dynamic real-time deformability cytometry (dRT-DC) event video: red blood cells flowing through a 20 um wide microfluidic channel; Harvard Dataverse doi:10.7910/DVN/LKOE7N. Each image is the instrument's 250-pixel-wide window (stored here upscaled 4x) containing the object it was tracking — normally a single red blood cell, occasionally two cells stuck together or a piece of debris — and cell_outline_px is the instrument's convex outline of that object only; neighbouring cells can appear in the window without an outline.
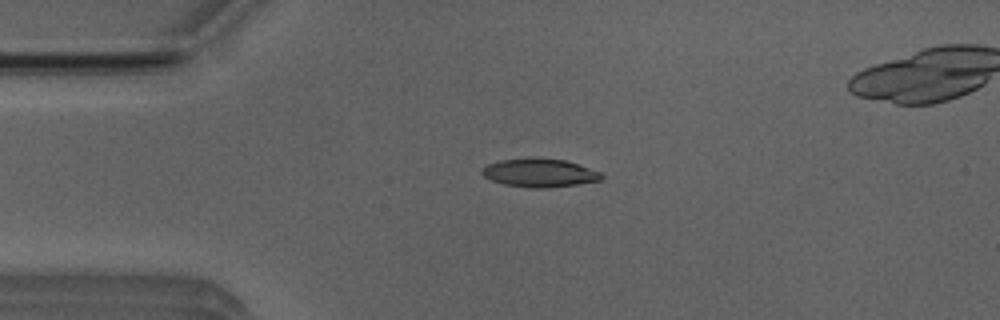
{"species": "Egyptian fruit bat (a non-hibernating species)", "species_latin": "Rousettus aegyptiacus", "temperature_condition": "room temperature", "stored_images_in_passage": 2, "camera_frame_rate_fps": 3000, "um_per_image_px": 0.085, "animal": {"sex": "male"}, "frame": {"image": 1, "passage_image": 1, "time_ms": 0.0, "image_size_px": [1000, 320], "cell_outline_px": [[604, 176], [600, 180], [576, 184], [548, 188], [532, 188], [504, 184], [492, 180], [484, 176], [480, 172], [480, 168], [488, 164], [500, 160], [564, 160], [600, 172]], "centroid_in_image_um": [45.83, 14.73], "position_along_channel_um": 39.2, "area_um2": 18.96}}